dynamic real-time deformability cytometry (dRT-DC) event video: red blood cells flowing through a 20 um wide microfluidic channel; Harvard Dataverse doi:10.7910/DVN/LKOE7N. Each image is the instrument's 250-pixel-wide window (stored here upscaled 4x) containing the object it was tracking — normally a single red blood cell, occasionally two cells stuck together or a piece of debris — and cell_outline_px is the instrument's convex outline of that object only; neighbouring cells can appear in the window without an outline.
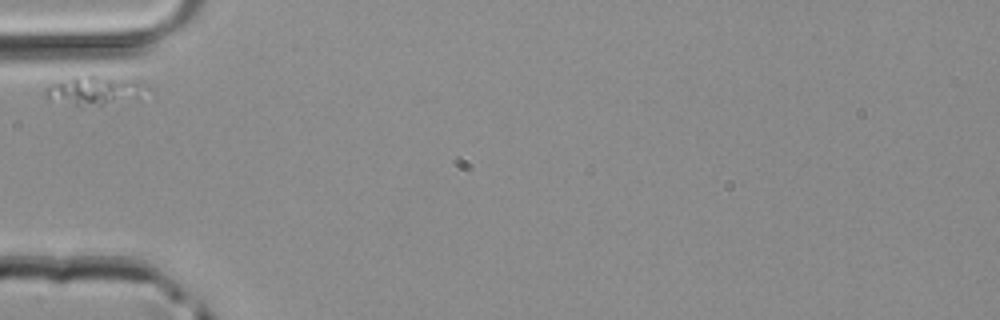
{"species": "common noctule bat (a hibernating species)", "species_latin": "Nyctalus noctula", "temperature_condition": "room temperature", "stored_images_in_passage": 1, "camera_frame_rate_fps": 3000, "um_per_image_px": 0.085, "animal": {"sex": "male", "body_mass_g": 20.4}, "frame": {"image": 1, "passage_image": 1, "time_ms": 0.0, "image_size_px": [1000, 320], "cell_outline_px": [[152, 88], [136, 96], [100, 104], [80, 108], [44, 100], [44, 88], [52, 84], [76, 76], [96, 76], [132, 80]], "centroid_in_image_um": [7.83, 7.72], "position_along_channel_um": 77.2, "area_um2": 16.76}}